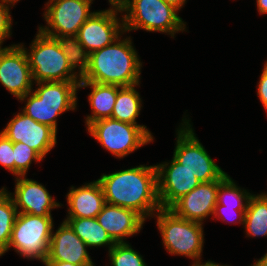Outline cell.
Wrapping results in <instances>:
<instances>
[{"label":"cell","instance_id":"1","mask_svg":"<svg viewBox=\"0 0 267 266\" xmlns=\"http://www.w3.org/2000/svg\"><path fill=\"white\" fill-rule=\"evenodd\" d=\"M107 204L135 210L144 218L159 210L156 166H144L103 174L98 179Z\"/></svg>","mask_w":267,"mask_h":266},{"label":"cell","instance_id":"2","mask_svg":"<svg viewBox=\"0 0 267 266\" xmlns=\"http://www.w3.org/2000/svg\"><path fill=\"white\" fill-rule=\"evenodd\" d=\"M131 44L130 38L122 41L118 38L87 55L78 66L80 81L121 87L138 85L142 64Z\"/></svg>","mask_w":267,"mask_h":266},{"label":"cell","instance_id":"3","mask_svg":"<svg viewBox=\"0 0 267 266\" xmlns=\"http://www.w3.org/2000/svg\"><path fill=\"white\" fill-rule=\"evenodd\" d=\"M30 48L31 52L26 51V54L32 79L36 82L80 81L76 72L73 73L80 61L71 41L52 38L38 31Z\"/></svg>","mask_w":267,"mask_h":266},{"label":"cell","instance_id":"4","mask_svg":"<svg viewBox=\"0 0 267 266\" xmlns=\"http://www.w3.org/2000/svg\"><path fill=\"white\" fill-rule=\"evenodd\" d=\"M79 82H37L39 87L34 92H30L32 95L27 99V104L22 112L57 132L55 118L65 111L75 109Z\"/></svg>","mask_w":267,"mask_h":266},{"label":"cell","instance_id":"5","mask_svg":"<svg viewBox=\"0 0 267 266\" xmlns=\"http://www.w3.org/2000/svg\"><path fill=\"white\" fill-rule=\"evenodd\" d=\"M121 12L126 11L122 23L124 31L142 28L146 31H159L173 36L185 29V24L177 15V9L164 0H122Z\"/></svg>","mask_w":267,"mask_h":266},{"label":"cell","instance_id":"6","mask_svg":"<svg viewBox=\"0 0 267 266\" xmlns=\"http://www.w3.org/2000/svg\"><path fill=\"white\" fill-rule=\"evenodd\" d=\"M157 212V225L169 253L199 261L204 241L202 223L185 220L169 208Z\"/></svg>","mask_w":267,"mask_h":266},{"label":"cell","instance_id":"7","mask_svg":"<svg viewBox=\"0 0 267 266\" xmlns=\"http://www.w3.org/2000/svg\"><path fill=\"white\" fill-rule=\"evenodd\" d=\"M52 229L51 216L17 213L8 249L13 246L21 256L44 263L48 257Z\"/></svg>","mask_w":267,"mask_h":266},{"label":"cell","instance_id":"8","mask_svg":"<svg viewBox=\"0 0 267 266\" xmlns=\"http://www.w3.org/2000/svg\"><path fill=\"white\" fill-rule=\"evenodd\" d=\"M87 130L105 149L119 158L153 141L146 126L133 125L112 118L92 122Z\"/></svg>","mask_w":267,"mask_h":266},{"label":"cell","instance_id":"9","mask_svg":"<svg viewBox=\"0 0 267 266\" xmlns=\"http://www.w3.org/2000/svg\"><path fill=\"white\" fill-rule=\"evenodd\" d=\"M111 5V9L93 12L71 41L80 62L90 53L112 44L119 38V32L124 30V24L116 17L117 12H121L119 4Z\"/></svg>","mask_w":267,"mask_h":266},{"label":"cell","instance_id":"10","mask_svg":"<svg viewBox=\"0 0 267 266\" xmlns=\"http://www.w3.org/2000/svg\"><path fill=\"white\" fill-rule=\"evenodd\" d=\"M188 121L185 120L182 128L177 130V145L173 158L181 165H184V168L189 170L201 183L224 180L228 174L214 163L197 137H195Z\"/></svg>","mask_w":267,"mask_h":266},{"label":"cell","instance_id":"11","mask_svg":"<svg viewBox=\"0 0 267 266\" xmlns=\"http://www.w3.org/2000/svg\"><path fill=\"white\" fill-rule=\"evenodd\" d=\"M91 3V0H49L44 17L51 29L39 27V31L52 38L72 41L93 14L90 12Z\"/></svg>","mask_w":267,"mask_h":266},{"label":"cell","instance_id":"12","mask_svg":"<svg viewBox=\"0 0 267 266\" xmlns=\"http://www.w3.org/2000/svg\"><path fill=\"white\" fill-rule=\"evenodd\" d=\"M32 72L23 45L0 46V82L16 98L25 100L32 91Z\"/></svg>","mask_w":267,"mask_h":266},{"label":"cell","instance_id":"13","mask_svg":"<svg viewBox=\"0 0 267 266\" xmlns=\"http://www.w3.org/2000/svg\"><path fill=\"white\" fill-rule=\"evenodd\" d=\"M13 143L21 142L34 149L42 158L55 146L56 131L46 124L18 113L1 132Z\"/></svg>","mask_w":267,"mask_h":266},{"label":"cell","instance_id":"14","mask_svg":"<svg viewBox=\"0 0 267 266\" xmlns=\"http://www.w3.org/2000/svg\"><path fill=\"white\" fill-rule=\"evenodd\" d=\"M169 163L155 165L157 193L161 208H170L178 199L188 194L201 182L174 158ZM168 166V168H167Z\"/></svg>","mask_w":267,"mask_h":266},{"label":"cell","instance_id":"15","mask_svg":"<svg viewBox=\"0 0 267 266\" xmlns=\"http://www.w3.org/2000/svg\"><path fill=\"white\" fill-rule=\"evenodd\" d=\"M222 181L200 183L188 194L178 199L169 209L185 220L202 223L208 215L214 212L219 184Z\"/></svg>","mask_w":267,"mask_h":266},{"label":"cell","instance_id":"16","mask_svg":"<svg viewBox=\"0 0 267 266\" xmlns=\"http://www.w3.org/2000/svg\"><path fill=\"white\" fill-rule=\"evenodd\" d=\"M84 243L63 221L55 234L51 235L48 257L46 261L69 262L81 266H94Z\"/></svg>","mask_w":267,"mask_h":266},{"label":"cell","instance_id":"17","mask_svg":"<svg viewBox=\"0 0 267 266\" xmlns=\"http://www.w3.org/2000/svg\"><path fill=\"white\" fill-rule=\"evenodd\" d=\"M96 218L115 243H124V237L138 233L145 221L135 210L107 203Z\"/></svg>","mask_w":267,"mask_h":266},{"label":"cell","instance_id":"18","mask_svg":"<svg viewBox=\"0 0 267 266\" xmlns=\"http://www.w3.org/2000/svg\"><path fill=\"white\" fill-rule=\"evenodd\" d=\"M24 177L20 176L16 179L13 201L17 212L20 207L21 211L18 213L51 216V209L59 207V203L55 202L42 184Z\"/></svg>","mask_w":267,"mask_h":266},{"label":"cell","instance_id":"19","mask_svg":"<svg viewBox=\"0 0 267 266\" xmlns=\"http://www.w3.org/2000/svg\"><path fill=\"white\" fill-rule=\"evenodd\" d=\"M69 216L96 218L106 204L103 189L98 180L79 188L72 187L67 194Z\"/></svg>","mask_w":267,"mask_h":266},{"label":"cell","instance_id":"20","mask_svg":"<svg viewBox=\"0 0 267 266\" xmlns=\"http://www.w3.org/2000/svg\"><path fill=\"white\" fill-rule=\"evenodd\" d=\"M90 86L89 103L92 107V115L87 116L86 125L100 119L111 118L116 102L118 85L99 84L92 81H80L78 88Z\"/></svg>","mask_w":267,"mask_h":266},{"label":"cell","instance_id":"21","mask_svg":"<svg viewBox=\"0 0 267 266\" xmlns=\"http://www.w3.org/2000/svg\"><path fill=\"white\" fill-rule=\"evenodd\" d=\"M64 221L70 225L75 234L86 243L88 247L110 245V250L116 244L99 224L97 218L68 217Z\"/></svg>","mask_w":267,"mask_h":266},{"label":"cell","instance_id":"22","mask_svg":"<svg viewBox=\"0 0 267 266\" xmlns=\"http://www.w3.org/2000/svg\"><path fill=\"white\" fill-rule=\"evenodd\" d=\"M136 85L119 86L115 105L113 107L111 118L121 122L138 125L136 118L141 110V98L135 90Z\"/></svg>","mask_w":267,"mask_h":266},{"label":"cell","instance_id":"23","mask_svg":"<svg viewBox=\"0 0 267 266\" xmlns=\"http://www.w3.org/2000/svg\"><path fill=\"white\" fill-rule=\"evenodd\" d=\"M243 225L249 236H267V194L250 196Z\"/></svg>","mask_w":267,"mask_h":266},{"label":"cell","instance_id":"24","mask_svg":"<svg viewBox=\"0 0 267 266\" xmlns=\"http://www.w3.org/2000/svg\"><path fill=\"white\" fill-rule=\"evenodd\" d=\"M0 190V256L8 250L12 229L15 218L17 216V209L11 196V193Z\"/></svg>","mask_w":267,"mask_h":266},{"label":"cell","instance_id":"25","mask_svg":"<svg viewBox=\"0 0 267 266\" xmlns=\"http://www.w3.org/2000/svg\"><path fill=\"white\" fill-rule=\"evenodd\" d=\"M242 190L238 188L230 176H227L220 184L217 192V204L224 205V207H229L227 205H231V208H235V210H246L249 198L251 194H249L246 190ZM226 197V199H225ZM228 199L232 200V203ZM243 201L245 203H243Z\"/></svg>","mask_w":267,"mask_h":266},{"label":"cell","instance_id":"26","mask_svg":"<svg viewBox=\"0 0 267 266\" xmlns=\"http://www.w3.org/2000/svg\"><path fill=\"white\" fill-rule=\"evenodd\" d=\"M109 256L112 266H146L142 256L126 242L116 243L109 250Z\"/></svg>","mask_w":267,"mask_h":266},{"label":"cell","instance_id":"27","mask_svg":"<svg viewBox=\"0 0 267 266\" xmlns=\"http://www.w3.org/2000/svg\"><path fill=\"white\" fill-rule=\"evenodd\" d=\"M15 175L25 176L32 160L41 161L43 158L25 143H13Z\"/></svg>","mask_w":267,"mask_h":266},{"label":"cell","instance_id":"28","mask_svg":"<svg viewBox=\"0 0 267 266\" xmlns=\"http://www.w3.org/2000/svg\"><path fill=\"white\" fill-rule=\"evenodd\" d=\"M0 164L15 175L13 142L0 132Z\"/></svg>","mask_w":267,"mask_h":266},{"label":"cell","instance_id":"29","mask_svg":"<svg viewBox=\"0 0 267 266\" xmlns=\"http://www.w3.org/2000/svg\"><path fill=\"white\" fill-rule=\"evenodd\" d=\"M0 45L4 41L5 38H9L10 29H11V16L9 14V6L8 4L13 3L8 2L7 0H0ZM6 3V4H5Z\"/></svg>","mask_w":267,"mask_h":266},{"label":"cell","instance_id":"30","mask_svg":"<svg viewBox=\"0 0 267 266\" xmlns=\"http://www.w3.org/2000/svg\"><path fill=\"white\" fill-rule=\"evenodd\" d=\"M260 101L267 110V65H264L260 81L258 83V93Z\"/></svg>","mask_w":267,"mask_h":266},{"label":"cell","instance_id":"31","mask_svg":"<svg viewBox=\"0 0 267 266\" xmlns=\"http://www.w3.org/2000/svg\"><path fill=\"white\" fill-rule=\"evenodd\" d=\"M226 209H228V208H224V205H220V204H216V206H215V208H214V212H213V214L217 217L218 216V218H220L221 219V217H223L222 216V213H225V212H221L222 210L223 211H225ZM231 209H235V208H231ZM245 211L246 210H234L233 212L236 214H238L239 215V222L240 221H242V223H244V218H245ZM236 214V215H237ZM231 215V214H230ZM233 216V215H232ZM233 218V217H232ZM232 218H231V221H233L232 220ZM223 219V221H225V217H223L222 218Z\"/></svg>","mask_w":267,"mask_h":266},{"label":"cell","instance_id":"32","mask_svg":"<svg viewBox=\"0 0 267 266\" xmlns=\"http://www.w3.org/2000/svg\"><path fill=\"white\" fill-rule=\"evenodd\" d=\"M44 264L46 266H81V265H76V264H72L69 262H61V261H45Z\"/></svg>","mask_w":267,"mask_h":266},{"label":"cell","instance_id":"33","mask_svg":"<svg viewBox=\"0 0 267 266\" xmlns=\"http://www.w3.org/2000/svg\"><path fill=\"white\" fill-rule=\"evenodd\" d=\"M256 2L259 13L261 14L267 13V0H257Z\"/></svg>","mask_w":267,"mask_h":266},{"label":"cell","instance_id":"34","mask_svg":"<svg viewBox=\"0 0 267 266\" xmlns=\"http://www.w3.org/2000/svg\"><path fill=\"white\" fill-rule=\"evenodd\" d=\"M167 4L174 6L177 10L181 9L186 0H164Z\"/></svg>","mask_w":267,"mask_h":266},{"label":"cell","instance_id":"35","mask_svg":"<svg viewBox=\"0 0 267 266\" xmlns=\"http://www.w3.org/2000/svg\"><path fill=\"white\" fill-rule=\"evenodd\" d=\"M253 266H267V253L261 259L256 261Z\"/></svg>","mask_w":267,"mask_h":266},{"label":"cell","instance_id":"36","mask_svg":"<svg viewBox=\"0 0 267 266\" xmlns=\"http://www.w3.org/2000/svg\"><path fill=\"white\" fill-rule=\"evenodd\" d=\"M192 266H224V265H219V264L213 263L211 261H207L204 264H200V260H199V261H196L195 263H193Z\"/></svg>","mask_w":267,"mask_h":266},{"label":"cell","instance_id":"37","mask_svg":"<svg viewBox=\"0 0 267 266\" xmlns=\"http://www.w3.org/2000/svg\"><path fill=\"white\" fill-rule=\"evenodd\" d=\"M122 0H109L110 4H119Z\"/></svg>","mask_w":267,"mask_h":266},{"label":"cell","instance_id":"38","mask_svg":"<svg viewBox=\"0 0 267 266\" xmlns=\"http://www.w3.org/2000/svg\"><path fill=\"white\" fill-rule=\"evenodd\" d=\"M7 1L10 2V3L15 4V2H18L19 0H7Z\"/></svg>","mask_w":267,"mask_h":266}]
</instances>
